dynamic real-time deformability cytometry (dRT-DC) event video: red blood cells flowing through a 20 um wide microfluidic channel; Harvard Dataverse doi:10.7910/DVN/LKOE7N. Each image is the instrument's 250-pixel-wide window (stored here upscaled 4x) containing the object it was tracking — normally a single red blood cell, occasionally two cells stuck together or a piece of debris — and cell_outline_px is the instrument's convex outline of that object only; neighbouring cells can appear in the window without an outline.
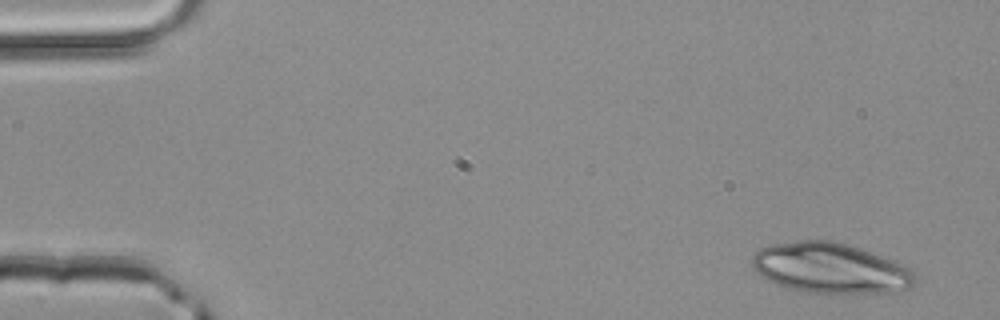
{"species": "common noctule bat (a hibernating species)", "species_latin": "Nyctalus noctula", "temperature_condition": "room temperature", "stored_images_in_passage": 3, "camera_frame_rate_fps": 3000, "um_per_image_px": 0.085, "animal": {"sex": "male", "body_mass_g": 20.4}, "frame": {"image": 1, "passage_image": 1, "time_ms": 0.0, "image_size_px": [1000, 320], "cell_outline_px": [[916, 284], [912, 288], [900, 292], [800, 292], [776, 284], [760, 276], [756, 272], [752, 264], [752, 256], [760, 248], [768, 244], [796, 240], [828, 240], [844, 244], [904, 264], [916, 276]], "centroid_in_image_um": [70.55, 22.79], "position_along_channel_um": 14.4, "area_um2": 47.63}}